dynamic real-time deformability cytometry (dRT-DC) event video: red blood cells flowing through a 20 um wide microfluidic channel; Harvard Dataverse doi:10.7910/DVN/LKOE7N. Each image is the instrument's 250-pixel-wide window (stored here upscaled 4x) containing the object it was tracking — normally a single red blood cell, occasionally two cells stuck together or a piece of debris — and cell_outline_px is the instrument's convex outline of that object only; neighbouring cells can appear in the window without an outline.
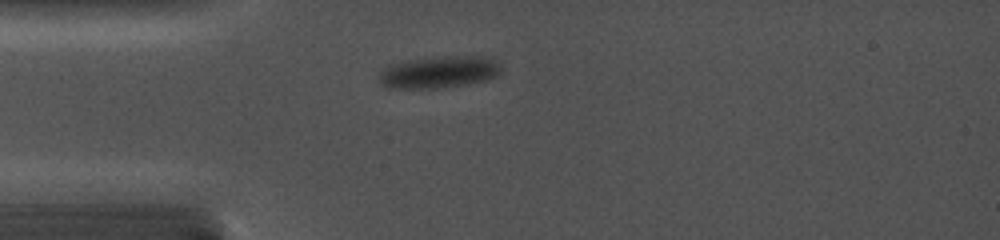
{"species": "common noctule bat (a hibernating species)", "species_latin": "Nyctalus noctula", "temperature_condition": "cold", "stored_images_in_passage": 30, "camera_frame_rate_fps": 5000, "um_per_image_px": 0.085, "animal": {"sex": "female", "body_mass_g": 19.0, "forearm_length_mm": 56.7}, "frame": {"image": 1, "passage_image": 1, "time_ms": 0.0, "image_size_px": [1000, 240], "cell_outline_px": [[500, 72], [496, 76], [488, 80], [468, 84], [440, 88], [388, 88], [380, 84], [380, 72], [384, 68], [392, 64], [404, 60], [444, 56], [492, 56], [496, 60], [500, 68]], "centroid_in_image_um": [37.34, 6.12], "position_along_channel_um": 47.7, "area_um2": 23.0}}
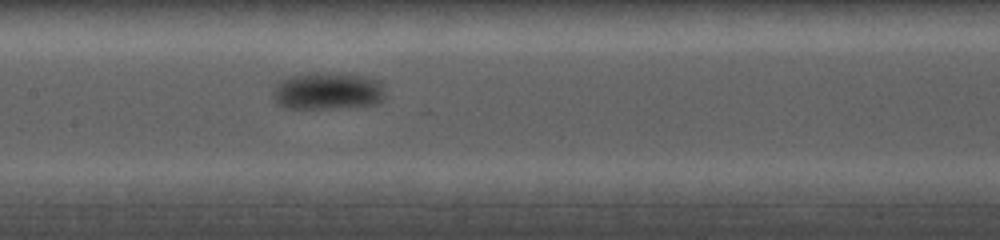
{"frame": {"image": 2, "passage_image": 10, "time_ms": 3.8, "image_size_px": [1000, 240], "cell_outline_px": [[384, 96], [380, 104], [332, 108], [284, 108], [276, 104], [272, 96], [272, 92], [276, 80], [288, 76], [316, 72], [328, 72], [368, 76], [380, 80], [384, 92]], "centroid_in_image_um": [27.8, 7.72], "position_along_channel_um": 179.6, "area_um2": 25.03}}
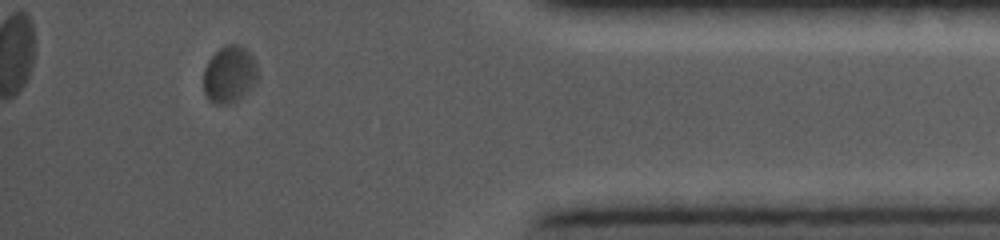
{"frame": {"image": 3, "passage_image": 27, "time_ms": 10.6, "image_size_px": [1000, 240], "cell_outline_px": [[256, 80], [236, 100], [228, 104], [224, 104], [212, 100], [204, 92], [204, 68], [208, 60], [224, 44], [236, 44], [244, 48], [252, 56], [256, 64]], "centroid_in_image_um": [19.47, 6.27], "position_along_channel_um": 415.7, "area_um2": 17.22}}